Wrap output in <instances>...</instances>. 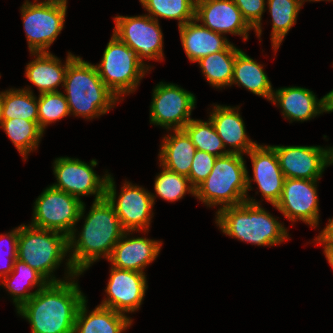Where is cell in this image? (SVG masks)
I'll use <instances>...</instances> for the list:
<instances>
[{
	"label": "cell",
	"instance_id": "obj_41",
	"mask_svg": "<svg viewBox=\"0 0 333 333\" xmlns=\"http://www.w3.org/2000/svg\"><path fill=\"white\" fill-rule=\"evenodd\" d=\"M325 112H333V90L324 96Z\"/></svg>",
	"mask_w": 333,
	"mask_h": 333
},
{
	"label": "cell",
	"instance_id": "obj_26",
	"mask_svg": "<svg viewBox=\"0 0 333 333\" xmlns=\"http://www.w3.org/2000/svg\"><path fill=\"white\" fill-rule=\"evenodd\" d=\"M240 84L251 91L253 94L262 96L271 101L273 90L271 82L266 73L263 71L262 65L246 55L240 50L234 62L232 84Z\"/></svg>",
	"mask_w": 333,
	"mask_h": 333
},
{
	"label": "cell",
	"instance_id": "obj_3",
	"mask_svg": "<svg viewBox=\"0 0 333 333\" xmlns=\"http://www.w3.org/2000/svg\"><path fill=\"white\" fill-rule=\"evenodd\" d=\"M216 223L223 233L255 245L273 246L288 239L287 229L253 198L218 209Z\"/></svg>",
	"mask_w": 333,
	"mask_h": 333
},
{
	"label": "cell",
	"instance_id": "obj_23",
	"mask_svg": "<svg viewBox=\"0 0 333 333\" xmlns=\"http://www.w3.org/2000/svg\"><path fill=\"white\" fill-rule=\"evenodd\" d=\"M36 59L27 64L26 77L38 87L40 94L58 92L59 84L64 85L68 64L76 57L68 53L65 65L50 52L31 53Z\"/></svg>",
	"mask_w": 333,
	"mask_h": 333
},
{
	"label": "cell",
	"instance_id": "obj_19",
	"mask_svg": "<svg viewBox=\"0 0 333 333\" xmlns=\"http://www.w3.org/2000/svg\"><path fill=\"white\" fill-rule=\"evenodd\" d=\"M127 235L125 231L108 260L113 267L145 273L144 268L156 259L162 243L142 237L128 239Z\"/></svg>",
	"mask_w": 333,
	"mask_h": 333
},
{
	"label": "cell",
	"instance_id": "obj_34",
	"mask_svg": "<svg viewBox=\"0 0 333 333\" xmlns=\"http://www.w3.org/2000/svg\"><path fill=\"white\" fill-rule=\"evenodd\" d=\"M162 168L154 183L156 195L169 202L181 199L187 191L195 195V188L187 176L175 173L164 166Z\"/></svg>",
	"mask_w": 333,
	"mask_h": 333
},
{
	"label": "cell",
	"instance_id": "obj_1",
	"mask_svg": "<svg viewBox=\"0 0 333 333\" xmlns=\"http://www.w3.org/2000/svg\"><path fill=\"white\" fill-rule=\"evenodd\" d=\"M124 232L111 202L106 197L94 201L78 240L75 234L68 237V250L73 253L66 265L67 278L81 275L101 255L108 259Z\"/></svg>",
	"mask_w": 333,
	"mask_h": 333
},
{
	"label": "cell",
	"instance_id": "obj_22",
	"mask_svg": "<svg viewBox=\"0 0 333 333\" xmlns=\"http://www.w3.org/2000/svg\"><path fill=\"white\" fill-rule=\"evenodd\" d=\"M196 22L195 19L178 26L183 48L191 62H198L212 53L227 50L232 45L221 33L213 32Z\"/></svg>",
	"mask_w": 333,
	"mask_h": 333
},
{
	"label": "cell",
	"instance_id": "obj_42",
	"mask_svg": "<svg viewBox=\"0 0 333 333\" xmlns=\"http://www.w3.org/2000/svg\"><path fill=\"white\" fill-rule=\"evenodd\" d=\"M15 260L16 259L9 260L8 262H10V263H7L6 267H3V269L0 270V278L8 276V274H10L13 271V266H14Z\"/></svg>",
	"mask_w": 333,
	"mask_h": 333
},
{
	"label": "cell",
	"instance_id": "obj_13",
	"mask_svg": "<svg viewBox=\"0 0 333 333\" xmlns=\"http://www.w3.org/2000/svg\"><path fill=\"white\" fill-rule=\"evenodd\" d=\"M97 165L95 159L90 165L79 159L60 157L54 161V174L58 183L52 187L80 198L79 196L95 195L94 201L105 198L108 174L100 178L93 167Z\"/></svg>",
	"mask_w": 333,
	"mask_h": 333
},
{
	"label": "cell",
	"instance_id": "obj_6",
	"mask_svg": "<svg viewBox=\"0 0 333 333\" xmlns=\"http://www.w3.org/2000/svg\"><path fill=\"white\" fill-rule=\"evenodd\" d=\"M68 251L65 234L31 225L19 226L17 259L35 269L49 283L62 282L51 275Z\"/></svg>",
	"mask_w": 333,
	"mask_h": 333
},
{
	"label": "cell",
	"instance_id": "obj_27",
	"mask_svg": "<svg viewBox=\"0 0 333 333\" xmlns=\"http://www.w3.org/2000/svg\"><path fill=\"white\" fill-rule=\"evenodd\" d=\"M11 274L12 276H10ZM15 281H21L25 286L21 287L22 285H19L21 282L15 283ZM48 283L49 282L35 269L31 268L28 264L19 259L15 260L13 271L8 274V276L3 277L1 281L2 286L6 287L9 293L13 295L12 299L17 310L25 302L30 300L35 293H37L40 289H43ZM34 286H38L37 290L35 292H29V289Z\"/></svg>",
	"mask_w": 333,
	"mask_h": 333
},
{
	"label": "cell",
	"instance_id": "obj_35",
	"mask_svg": "<svg viewBox=\"0 0 333 333\" xmlns=\"http://www.w3.org/2000/svg\"><path fill=\"white\" fill-rule=\"evenodd\" d=\"M37 102L38 125L43 131L48 124L70 114L65 95L60 91L39 94Z\"/></svg>",
	"mask_w": 333,
	"mask_h": 333
},
{
	"label": "cell",
	"instance_id": "obj_14",
	"mask_svg": "<svg viewBox=\"0 0 333 333\" xmlns=\"http://www.w3.org/2000/svg\"><path fill=\"white\" fill-rule=\"evenodd\" d=\"M316 182L317 180L285 178L275 207L293 222L298 219L316 227L319 222Z\"/></svg>",
	"mask_w": 333,
	"mask_h": 333
},
{
	"label": "cell",
	"instance_id": "obj_29",
	"mask_svg": "<svg viewBox=\"0 0 333 333\" xmlns=\"http://www.w3.org/2000/svg\"><path fill=\"white\" fill-rule=\"evenodd\" d=\"M1 127L24 159L31 150L38 147L44 133L38 122L20 118L3 119Z\"/></svg>",
	"mask_w": 333,
	"mask_h": 333
},
{
	"label": "cell",
	"instance_id": "obj_17",
	"mask_svg": "<svg viewBox=\"0 0 333 333\" xmlns=\"http://www.w3.org/2000/svg\"><path fill=\"white\" fill-rule=\"evenodd\" d=\"M195 19L213 32L241 35L244 40L252 29L232 0H196Z\"/></svg>",
	"mask_w": 333,
	"mask_h": 333
},
{
	"label": "cell",
	"instance_id": "obj_7",
	"mask_svg": "<svg viewBox=\"0 0 333 333\" xmlns=\"http://www.w3.org/2000/svg\"><path fill=\"white\" fill-rule=\"evenodd\" d=\"M96 68L103 83L118 98L136 90L141 78L149 70V67L138 59L137 54L114 34Z\"/></svg>",
	"mask_w": 333,
	"mask_h": 333
},
{
	"label": "cell",
	"instance_id": "obj_15",
	"mask_svg": "<svg viewBox=\"0 0 333 333\" xmlns=\"http://www.w3.org/2000/svg\"><path fill=\"white\" fill-rule=\"evenodd\" d=\"M146 289L144 273L112 266L105 290L108 298H105L99 306L122 314L134 312L140 308Z\"/></svg>",
	"mask_w": 333,
	"mask_h": 333
},
{
	"label": "cell",
	"instance_id": "obj_43",
	"mask_svg": "<svg viewBox=\"0 0 333 333\" xmlns=\"http://www.w3.org/2000/svg\"><path fill=\"white\" fill-rule=\"evenodd\" d=\"M328 165L333 163V147L327 149Z\"/></svg>",
	"mask_w": 333,
	"mask_h": 333
},
{
	"label": "cell",
	"instance_id": "obj_45",
	"mask_svg": "<svg viewBox=\"0 0 333 333\" xmlns=\"http://www.w3.org/2000/svg\"><path fill=\"white\" fill-rule=\"evenodd\" d=\"M46 2L67 4V0H46Z\"/></svg>",
	"mask_w": 333,
	"mask_h": 333
},
{
	"label": "cell",
	"instance_id": "obj_33",
	"mask_svg": "<svg viewBox=\"0 0 333 333\" xmlns=\"http://www.w3.org/2000/svg\"><path fill=\"white\" fill-rule=\"evenodd\" d=\"M183 130L191 138V141L197 150L205 151L216 157H221L230 153V150L222 151L225 146L210 119L208 122L191 119L184 126Z\"/></svg>",
	"mask_w": 333,
	"mask_h": 333
},
{
	"label": "cell",
	"instance_id": "obj_4",
	"mask_svg": "<svg viewBox=\"0 0 333 333\" xmlns=\"http://www.w3.org/2000/svg\"><path fill=\"white\" fill-rule=\"evenodd\" d=\"M63 87L70 114L86 119L106 114L120 99L103 83L96 66L79 56L68 64Z\"/></svg>",
	"mask_w": 333,
	"mask_h": 333
},
{
	"label": "cell",
	"instance_id": "obj_2",
	"mask_svg": "<svg viewBox=\"0 0 333 333\" xmlns=\"http://www.w3.org/2000/svg\"><path fill=\"white\" fill-rule=\"evenodd\" d=\"M85 299L75 280L48 283L17 313L29 321L32 333H73L79 307Z\"/></svg>",
	"mask_w": 333,
	"mask_h": 333
},
{
	"label": "cell",
	"instance_id": "obj_16",
	"mask_svg": "<svg viewBox=\"0 0 333 333\" xmlns=\"http://www.w3.org/2000/svg\"><path fill=\"white\" fill-rule=\"evenodd\" d=\"M272 147L285 178L318 180L328 165V148L283 145Z\"/></svg>",
	"mask_w": 333,
	"mask_h": 333
},
{
	"label": "cell",
	"instance_id": "obj_20",
	"mask_svg": "<svg viewBox=\"0 0 333 333\" xmlns=\"http://www.w3.org/2000/svg\"><path fill=\"white\" fill-rule=\"evenodd\" d=\"M271 102L280 105L283 116L290 122L307 121L325 112L324 96L317 100L312 91L301 87H284L273 91Z\"/></svg>",
	"mask_w": 333,
	"mask_h": 333
},
{
	"label": "cell",
	"instance_id": "obj_9",
	"mask_svg": "<svg viewBox=\"0 0 333 333\" xmlns=\"http://www.w3.org/2000/svg\"><path fill=\"white\" fill-rule=\"evenodd\" d=\"M67 5L53 2H24L21 8L23 25L31 53L49 52L64 26Z\"/></svg>",
	"mask_w": 333,
	"mask_h": 333
},
{
	"label": "cell",
	"instance_id": "obj_21",
	"mask_svg": "<svg viewBox=\"0 0 333 333\" xmlns=\"http://www.w3.org/2000/svg\"><path fill=\"white\" fill-rule=\"evenodd\" d=\"M209 119L213 123L217 134L222 139L224 146L228 144L234 149L230 153L246 154L257 145L246 135L245 125L238 110L230 106L215 105ZM237 110V111H235Z\"/></svg>",
	"mask_w": 333,
	"mask_h": 333
},
{
	"label": "cell",
	"instance_id": "obj_32",
	"mask_svg": "<svg viewBox=\"0 0 333 333\" xmlns=\"http://www.w3.org/2000/svg\"><path fill=\"white\" fill-rule=\"evenodd\" d=\"M150 14L158 21V17L177 19L178 26L195 20L196 0H139Z\"/></svg>",
	"mask_w": 333,
	"mask_h": 333
},
{
	"label": "cell",
	"instance_id": "obj_36",
	"mask_svg": "<svg viewBox=\"0 0 333 333\" xmlns=\"http://www.w3.org/2000/svg\"><path fill=\"white\" fill-rule=\"evenodd\" d=\"M216 158L215 155L205 151L196 150L188 176L189 181L194 188L208 177L213 169Z\"/></svg>",
	"mask_w": 333,
	"mask_h": 333
},
{
	"label": "cell",
	"instance_id": "obj_11",
	"mask_svg": "<svg viewBox=\"0 0 333 333\" xmlns=\"http://www.w3.org/2000/svg\"><path fill=\"white\" fill-rule=\"evenodd\" d=\"M113 34L128 45L143 63V58L163 59V35L157 20L149 15L116 16Z\"/></svg>",
	"mask_w": 333,
	"mask_h": 333
},
{
	"label": "cell",
	"instance_id": "obj_44",
	"mask_svg": "<svg viewBox=\"0 0 333 333\" xmlns=\"http://www.w3.org/2000/svg\"><path fill=\"white\" fill-rule=\"evenodd\" d=\"M2 111H3V92L0 93V126L2 124Z\"/></svg>",
	"mask_w": 333,
	"mask_h": 333
},
{
	"label": "cell",
	"instance_id": "obj_31",
	"mask_svg": "<svg viewBox=\"0 0 333 333\" xmlns=\"http://www.w3.org/2000/svg\"><path fill=\"white\" fill-rule=\"evenodd\" d=\"M2 118L38 122V102L33 92L28 88L4 91Z\"/></svg>",
	"mask_w": 333,
	"mask_h": 333
},
{
	"label": "cell",
	"instance_id": "obj_8",
	"mask_svg": "<svg viewBox=\"0 0 333 333\" xmlns=\"http://www.w3.org/2000/svg\"><path fill=\"white\" fill-rule=\"evenodd\" d=\"M34 203L31 226L61 232L67 237L75 234L74 226L85 211L80 198L52 186L47 187Z\"/></svg>",
	"mask_w": 333,
	"mask_h": 333
},
{
	"label": "cell",
	"instance_id": "obj_24",
	"mask_svg": "<svg viewBox=\"0 0 333 333\" xmlns=\"http://www.w3.org/2000/svg\"><path fill=\"white\" fill-rule=\"evenodd\" d=\"M86 302L79 307L73 333H121L131 325L125 314L99 305L87 316Z\"/></svg>",
	"mask_w": 333,
	"mask_h": 333
},
{
	"label": "cell",
	"instance_id": "obj_12",
	"mask_svg": "<svg viewBox=\"0 0 333 333\" xmlns=\"http://www.w3.org/2000/svg\"><path fill=\"white\" fill-rule=\"evenodd\" d=\"M195 95L178 85L160 82L153 90L150 106V123L166 129L183 130L192 119L191 111L195 107Z\"/></svg>",
	"mask_w": 333,
	"mask_h": 333
},
{
	"label": "cell",
	"instance_id": "obj_38",
	"mask_svg": "<svg viewBox=\"0 0 333 333\" xmlns=\"http://www.w3.org/2000/svg\"><path fill=\"white\" fill-rule=\"evenodd\" d=\"M18 235H19V227L14 229L11 232H8V234L5 235H0V242H2L5 237L7 240L10 242V253H9V258L10 259H17V245H18ZM1 252V249H0Z\"/></svg>",
	"mask_w": 333,
	"mask_h": 333
},
{
	"label": "cell",
	"instance_id": "obj_46",
	"mask_svg": "<svg viewBox=\"0 0 333 333\" xmlns=\"http://www.w3.org/2000/svg\"><path fill=\"white\" fill-rule=\"evenodd\" d=\"M302 1V4L304 3V1H308V0H301ZM309 1H324V0H309ZM327 1H333V0H327Z\"/></svg>",
	"mask_w": 333,
	"mask_h": 333
},
{
	"label": "cell",
	"instance_id": "obj_40",
	"mask_svg": "<svg viewBox=\"0 0 333 333\" xmlns=\"http://www.w3.org/2000/svg\"><path fill=\"white\" fill-rule=\"evenodd\" d=\"M315 241L321 244L323 243L325 256L330 266L333 268V246H328L319 236H317Z\"/></svg>",
	"mask_w": 333,
	"mask_h": 333
},
{
	"label": "cell",
	"instance_id": "obj_30",
	"mask_svg": "<svg viewBox=\"0 0 333 333\" xmlns=\"http://www.w3.org/2000/svg\"><path fill=\"white\" fill-rule=\"evenodd\" d=\"M267 3L273 21L271 41L273 49L276 50L295 24L303 4L301 0H267Z\"/></svg>",
	"mask_w": 333,
	"mask_h": 333
},
{
	"label": "cell",
	"instance_id": "obj_25",
	"mask_svg": "<svg viewBox=\"0 0 333 333\" xmlns=\"http://www.w3.org/2000/svg\"><path fill=\"white\" fill-rule=\"evenodd\" d=\"M163 139L159 152L160 166L188 177L197 150L191 138L184 130H174L173 135Z\"/></svg>",
	"mask_w": 333,
	"mask_h": 333
},
{
	"label": "cell",
	"instance_id": "obj_10",
	"mask_svg": "<svg viewBox=\"0 0 333 333\" xmlns=\"http://www.w3.org/2000/svg\"><path fill=\"white\" fill-rule=\"evenodd\" d=\"M115 188L114 179L108 174L105 197L113 205L122 228L129 233L149 230L155 196L142 187L125 182L116 202Z\"/></svg>",
	"mask_w": 333,
	"mask_h": 333
},
{
	"label": "cell",
	"instance_id": "obj_37",
	"mask_svg": "<svg viewBox=\"0 0 333 333\" xmlns=\"http://www.w3.org/2000/svg\"><path fill=\"white\" fill-rule=\"evenodd\" d=\"M242 13L247 23L255 29L260 37L262 14L265 11V0H232Z\"/></svg>",
	"mask_w": 333,
	"mask_h": 333
},
{
	"label": "cell",
	"instance_id": "obj_5",
	"mask_svg": "<svg viewBox=\"0 0 333 333\" xmlns=\"http://www.w3.org/2000/svg\"><path fill=\"white\" fill-rule=\"evenodd\" d=\"M243 155L229 153L217 157L208 177L195 188V197L206 205L220 208L246 202L251 188Z\"/></svg>",
	"mask_w": 333,
	"mask_h": 333
},
{
	"label": "cell",
	"instance_id": "obj_28",
	"mask_svg": "<svg viewBox=\"0 0 333 333\" xmlns=\"http://www.w3.org/2000/svg\"><path fill=\"white\" fill-rule=\"evenodd\" d=\"M239 51L240 49L232 44L227 50L201 58L198 63L207 82L217 88L231 86L234 62Z\"/></svg>",
	"mask_w": 333,
	"mask_h": 333
},
{
	"label": "cell",
	"instance_id": "obj_18",
	"mask_svg": "<svg viewBox=\"0 0 333 333\" xmlns=\"http://www.w3.org/2000/svg\"><path fill=\"white\" fill-rule=\"evenodd\" d=\"M252 161L254 181L262 196L274 207L278 203L285 180L272 146L256 145L248 153Z\"/></svg>",
	"mask_w": 333,
	"mask_h": 333
},
{
	"label": "cell",
	"instance_id": "obj_39",
	"mask_svg": "<svg viewBox=\"0 0 333 333\" xmlns=\"http://www.w3.org/2000/svg\"><path fill=\"white\" fill-rule=\"evenodd\" d=\"M319 234H320L319 237L328 246H333V218L329 219V224Z\"/></svg>",
	"mask_w": 333,
	"mask_h": 333
}]
</instances>
